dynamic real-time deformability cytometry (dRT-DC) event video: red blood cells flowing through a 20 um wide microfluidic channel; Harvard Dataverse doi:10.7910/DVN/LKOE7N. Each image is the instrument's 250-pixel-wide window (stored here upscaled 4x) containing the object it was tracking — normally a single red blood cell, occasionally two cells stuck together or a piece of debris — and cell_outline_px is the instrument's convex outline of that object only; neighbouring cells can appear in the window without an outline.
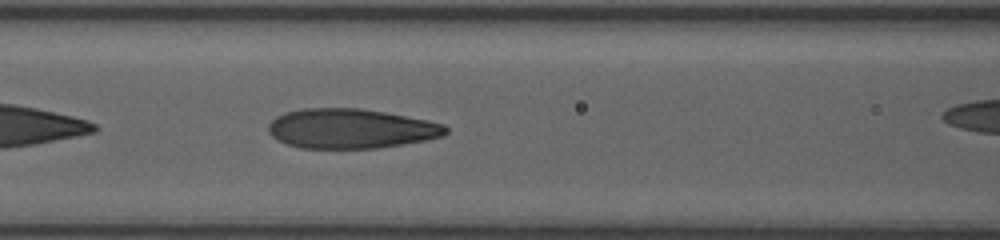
{"species": "human", "species_latin": "Homo sapiens", "temperature_condition": "room temperature", "stored_images_in_passage": 19, "camera_frame_rate_fps": 3000, "um_per_image_px": 0.085, "donor": {"sex": "female"}, "frame": {"image": 1, "passage_image": 6, "time_ms": 1.667, "image_size_px": [1000, 240], "cell_outline_px": [[448, 132], [444, 136], [424, 140], [376, 148], [300, 148], [288, 144], [272, 136], [268, 132], [268, 124], [276, 116], [284, 112], [304, 108], [360, 108], [408, 116], [428, 120], [444, 124], [448, 128]], "centroid_in_image_um": [29.82, 10.92], "position_along_channel_um": 136.8, "area_um2": 40.98}}
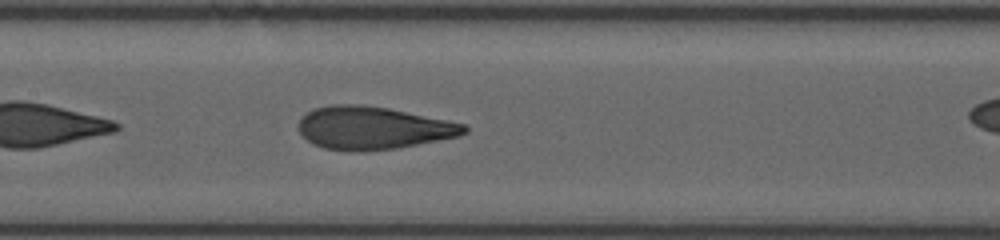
{"frame": {"image": 2, "passage_image": 9, "time_ms": 2.667, "image_size_px": [1000, 240], "cell_outline_px": [[468, 132], [460, 136], [396, 148], [364, 152], [352, 152], [324, 148], [312, 144], [300, 132], [300, 120], [312, 108], [332, 104], [356, 104], [388, 108], [448, 120], [464, 124], [468, 128]], "centroid_in_image_um": [31.71, 10.88], "position_along_channel_um": 175.7, "area_um2": 41.33}}
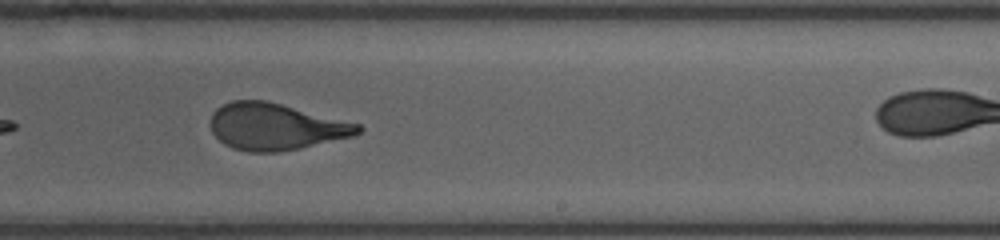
{"frame": {"image": 3, "passage_image": 16, "time_ms": 5.0, "image_size_px": [1000, 240], "cell_outline_px": [[364, 128], [360, 132], [352, 136], [300, 148], [276, 152], [248, 152], [232, 148], [224, 144], [212, 132], [212, 112], [216, 108], [232, 100], [268, 100], [360, 124]], "centroid_in_image_um": [23.43, 10.76], "position_along_channel_um": 265.6, "area_um2": 40.06}}